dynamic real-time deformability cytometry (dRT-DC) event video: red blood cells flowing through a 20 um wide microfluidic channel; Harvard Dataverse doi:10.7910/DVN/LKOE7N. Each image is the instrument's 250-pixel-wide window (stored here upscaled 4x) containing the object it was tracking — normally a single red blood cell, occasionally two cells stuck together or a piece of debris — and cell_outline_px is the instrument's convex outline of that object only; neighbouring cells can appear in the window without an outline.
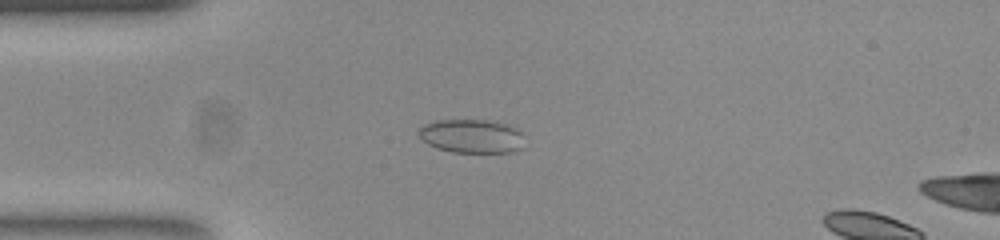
{"species": "common noctule bat (a hibernating species)", "species_latin": "Nyctalus noctula", "temperature_condition": "room temperature", "stored_images_in_passage": 47, "camera_frame_rate_fps": 3000, "um_per_image_px": 0.085, "animal": {"sex": "female", "body_mass_g": 23.0, "forearm_length_mm": 53.4}, "frame": {"image": 1, "passage_image": 14, "time_ms": 4.333, "image_size_px": [1000, 240], "cell_outline_px": [[520, 148], [512, 152], [452, 152], [436, 148], [428, 144], [416, 132], [424, 124], [436, 120], [488, 120], [504, 124], [516, 128], [520, 132]], "centroid_in_image_um": [40.01, 11.57], "position_along_channel_um": 45.0, "area_um2": 20.46}}
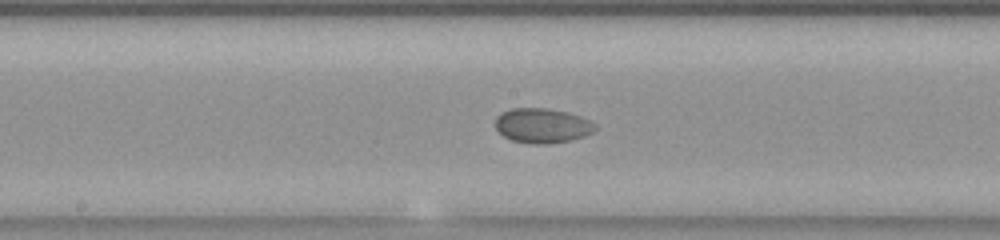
{"frame": {"image": 2, "passage_image": 28, "time_ms": 9.0, "image_size_px": [1000, 240], "cell_outline_px": [[596, 128], [592, 132], [584, 136], [568, 140], [548, 144], [532, 144], [512, 140], [504, 136], [496, 128], [496, 116], [500, 112], [512, 108], [548, 108], [568, 112], [580, 116], [596, 124]], "centroid_in_image_um": [46.08, 10.66], "position_along_channel_um": 202.1, "area_um2": 20.17}}
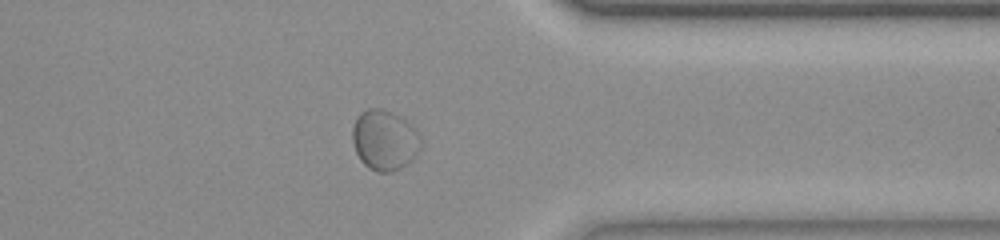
{"frame": {"image": 3, "passage_image": 43, "time_ms": 14.0, "image_size_px": [1000, 240], "cell_outline_px": [[420, 148], [416, 156], [412, 160], [400, 168], [392, 172], [376, 172], [368, 168], [360, 160], [356, 152], [352, 140], [352, 128], [356, 116], [360, 112], [368, 108], [380, 108], [392, 112], [404, 120], [416, 132], [420, 140]], "centroid_in_image_um": [32.63, 11.92], "position_along_channel_um": 378.8, "area_um2": 23.93}, "authors_computed_cell_mechanics": {"area_um2": 20.6346, "velocity_mm_per_s": 3.7211, "shape_relaxation_time_tau1_ms": 4.927, "shape_relaxation_time_tau2_ms": 0.6644, "deformation_change_tau1": 0.0583, "deformation_change_tau2": 0.0275}}